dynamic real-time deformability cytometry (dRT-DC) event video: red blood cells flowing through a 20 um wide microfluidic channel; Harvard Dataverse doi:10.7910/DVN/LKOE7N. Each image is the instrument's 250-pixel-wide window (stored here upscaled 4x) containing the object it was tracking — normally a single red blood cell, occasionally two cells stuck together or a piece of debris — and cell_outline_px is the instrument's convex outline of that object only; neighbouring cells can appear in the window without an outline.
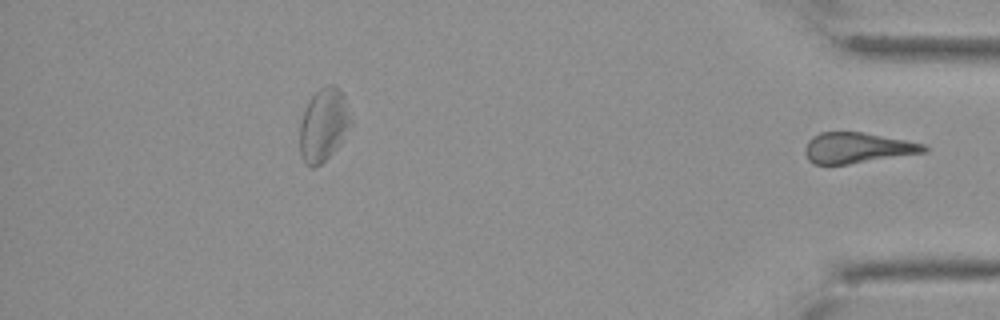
{"species": "Egyptian fruit bat (a non-hibernating species)", "species_latin": "Rousettus aegyptiacus", "temperature_condition": "cold", "stored_images_in_passage": 51, "segment_of_instrument_passage": [3, 3], "camera_frame_rate_fps": 3000, "um_per_image_px": 0.085, "animal": {"sex": "female"}, "frame": {"image": 1, "passage_image": 51, "time_ms": 16.667, "image_size_px": [1000, 320], "cell_outline_px": [[928, 152], [848, 164], [812, 164], [808, 160], [804, 152], [804, 148], [808, 140], [812, 136], [820, 132], [864, 132], [924, 144], [928, 148]], "centroid_in_image_um": [72.84, 12.57], "position_along_channel_um": 362.4, "area_um2": 21.27}}